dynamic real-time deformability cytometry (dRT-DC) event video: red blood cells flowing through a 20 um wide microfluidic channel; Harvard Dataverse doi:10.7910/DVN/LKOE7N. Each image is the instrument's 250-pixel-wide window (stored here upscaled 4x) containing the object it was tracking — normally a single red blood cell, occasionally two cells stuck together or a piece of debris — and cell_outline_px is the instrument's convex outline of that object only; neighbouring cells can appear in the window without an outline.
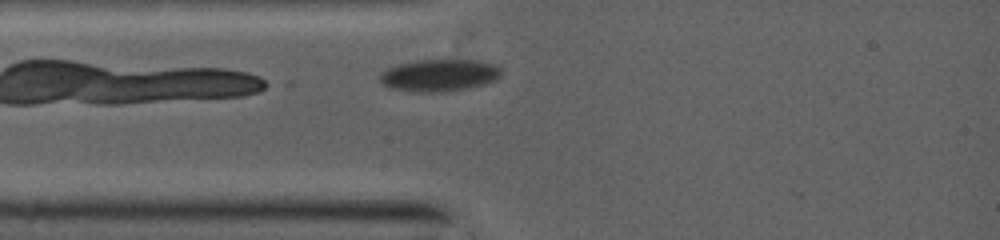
{"species": "common noctule bat (a hibernating species)", "species_latin": "Nyctalus noctula", "temperature_condition": "warm", "stored_images_in_passage": 47, "camera_frame_rate_fps": 5000, "um_per_image_px": 0.085, "animal": {"sex": "female", "body_mass_g": 19.0, "forearm_length_mm": 53.3}, "frame": {"image": 1, "passage_image": 2, "time_ms": 0.4, "image_size_px": [1000, 240], "cell_outline_px": [[500, 76], [496, 80], [480, 84], [460, 88], [392, 88], [384, 84], [380, 80], [380, 76], [388, 68], [396, 64], [416, 60], [480, 60], [492, 64], [500, 68]], "centroid_in_image_um": [37.38, 6.3], "position_along_channel_um": 47.6, "area_um2": 20.87}}
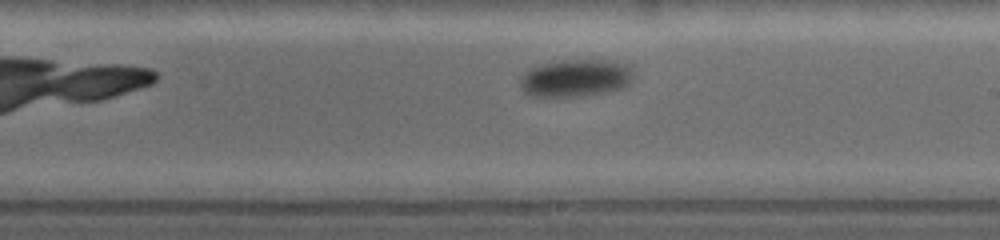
{"frame": {"image": 2, "passage_image": 25, "time_ms": 5.2, "image_size_px": [1000, 240], "cell_outline_px": [[628, 80], [624, 84], [616, 88], [592, 92], [560, 96], [536, 96], [528, 92], [520, 84], [520, 80], [532, 68], [540, 64], [560, 60], [616, 60], [624, 64], [628, 68]], "centroid_in_image_um": [48.83, 6.57], "position_along_channel_um": 240.2, "area_um2": 22.89}}
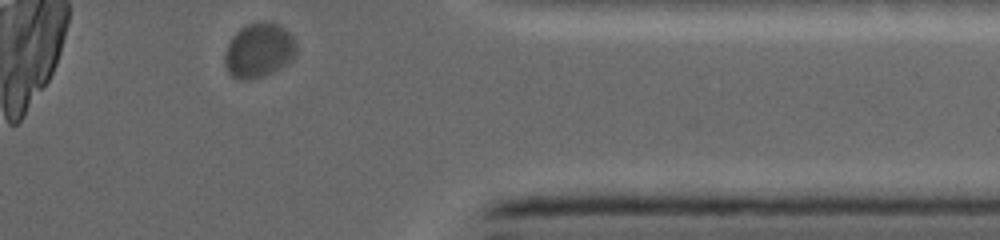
{"frame": {"image": 3, "passage_image": 46, "time_ms": 9.2, "image_size_px": [1000, 240], "cell_outline_px": [[296, 52], [292, 60], [280, 68], [260, 76], [232, 76], [228, 72], [224, 64], [224, 56], [228, 44], [232, 36], [240, 28], [248, 24], [260, 20], [264, 20], [276, 24], [284, 28], [292, 36], [296, 44]], "centroid_in_image_um": [22.01, 4.21], "position_along_channel_um": 389.4, "area_um2": 22.2}}